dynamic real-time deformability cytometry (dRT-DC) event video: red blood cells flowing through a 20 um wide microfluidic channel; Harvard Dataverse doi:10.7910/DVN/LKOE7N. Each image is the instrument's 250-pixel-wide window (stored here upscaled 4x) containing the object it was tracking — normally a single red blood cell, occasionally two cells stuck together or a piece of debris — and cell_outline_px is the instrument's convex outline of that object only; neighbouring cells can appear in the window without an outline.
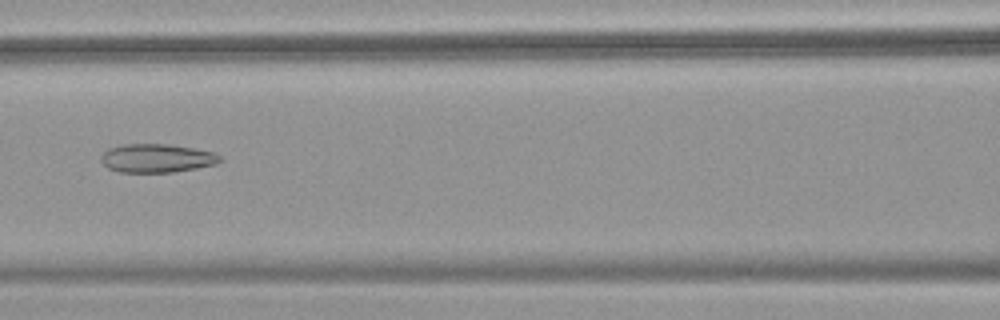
{"species": "common noctule bat (a hibernating species)", "species_latin": "Nyctalus noctula", "temperature_condition": "warm", "stored_images_in_passage": 40, "camera_frame_rate_fps": 3000, "um_per_image_px": 0.085, "animal": {"sex": "female", "body_mass_g": 18.4}, "frame": {"image": 1, "passage_image": 12, "time_ms": 3.667, "image_size_px": [1000, 320], "cell_outline_px": [[224, 160], [216, 164], [196, 168], [172, 172], [120, 172], [108, 168], [100, 160], [100, 156], [108, 148], [124, 144], [168, 144], [192, 148], [212, 152], [220, 156]], "centroid_in_image_um": [13.31, 13.45], "position_along_channel_um": 153.3, "area_um2": 19.77}}
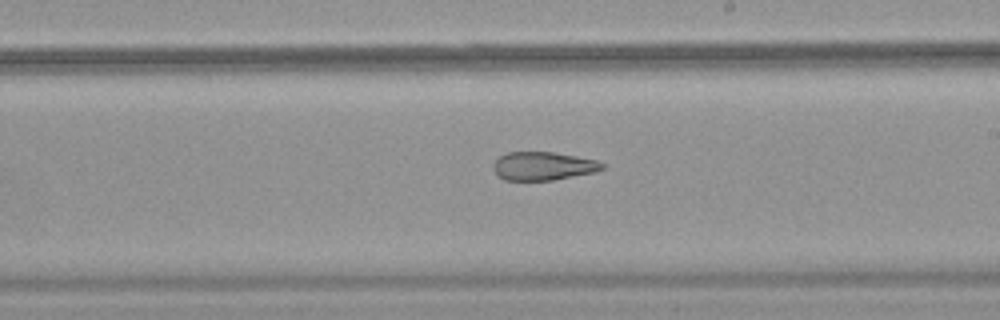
{"frame": {"image": 2, "passage_image": 19, "time_ms": 6.0, "image_size_px": [1000, 320], "cell_outline_px": [[604, 168], [596, 172], [552, 180], [504, 180], [492, 168], [492, 164], [500, 156], [508, 152], [552, 152], [576, 156], [596, 160], [604, 164]], "centroid_in_image_um": [46.17, 14.11], "position_along_channel_um": 242.8, "area_um2": 17.92}}
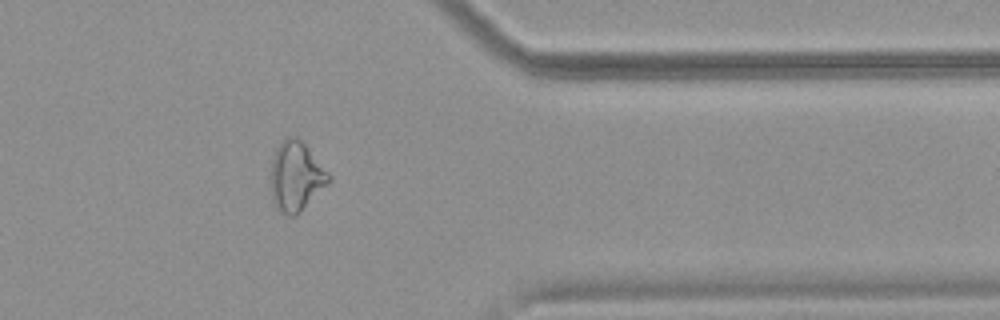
{"frame": {"image": 3, "passage_image": 31, "time_ms": 10.0, "image_size_px": [1000, 320], "cell_outline_px": [[332, 180], [296, 216], [288, 216], [280, 212], [276, 208], [272, 200], [272, 160], [276, 148], [288, 136], [296, 136], [304, 144], [332, 176]], "centroid_in_image_um": [25.18, 15.02], "position_along_channel_um": 386.2, "area_um2": 23.24}, "authors_computed_cell_mechanics": {"area_um2": 21.0103, "velocity_mm_per_s": 3.8626, "shape_relaxation_time_tau1_ms": null, "shape_relaxation_time_tau2_ms": 2.8289, "deformation_change_tau1": null, "deformation_change_tau2": 0.118}}